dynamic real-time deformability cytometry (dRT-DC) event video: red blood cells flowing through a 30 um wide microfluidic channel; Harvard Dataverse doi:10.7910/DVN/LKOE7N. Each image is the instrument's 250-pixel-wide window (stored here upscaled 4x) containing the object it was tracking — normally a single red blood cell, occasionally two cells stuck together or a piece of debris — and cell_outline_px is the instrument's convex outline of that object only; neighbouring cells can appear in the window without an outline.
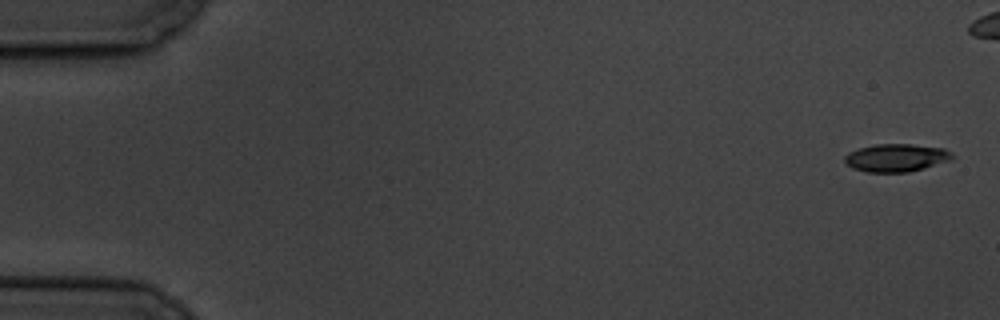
{"species": "common noctule bat (a hibernating species)", "species_latin": "Nyctalus noctula", "temperature_condition": "cold", "stored_images_in_passage": 9, "segment_of_instrument_passage": [1, 2], "camera_frame_rate_fps": 3000, "um_per_image_px": 0.085, "animal": {"sex": "male", "body_mass_g": 19.5, "forearm_length_mm": 54.6}, "frame": {"image": 1, "passage_image": 1, "time_ms": 0.0, "image_size_px": [1000, 320], "cell_outline_px": [[956, 156], [952, 160], [924, 168], [908, 172], [868, 172], [852, 168], [844, 160], [844, 156], [848, 152], [860, 148], [876, 144], [912, 144], [944, 148], [952, 152]], "centroid_in_image_um": [76.22, 13.4], "position_along_channel_um": 8.8, "area_um2": 17.57}}
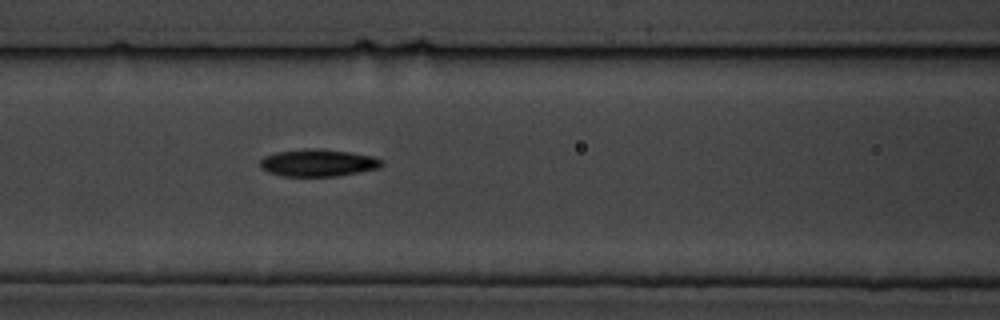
{"frame": {"image": 2, "passage_image": 8, "time_ms": 8.0, "image_size_px": [1000, 320], "cell_outline_px": [[384, 164], [380, 168], [360, 172], [336, 176], [280, 176], [268, 172], [260, 168], [260, 160], [264, 156], [276, 152], [312, 148], [320, 148], [348, 152], [372, 156], [384, 160]], "centroid_in_image_um": [27.04, 13.84], "position_along_channel_um": 139.6, "area_um2": 19.42}}